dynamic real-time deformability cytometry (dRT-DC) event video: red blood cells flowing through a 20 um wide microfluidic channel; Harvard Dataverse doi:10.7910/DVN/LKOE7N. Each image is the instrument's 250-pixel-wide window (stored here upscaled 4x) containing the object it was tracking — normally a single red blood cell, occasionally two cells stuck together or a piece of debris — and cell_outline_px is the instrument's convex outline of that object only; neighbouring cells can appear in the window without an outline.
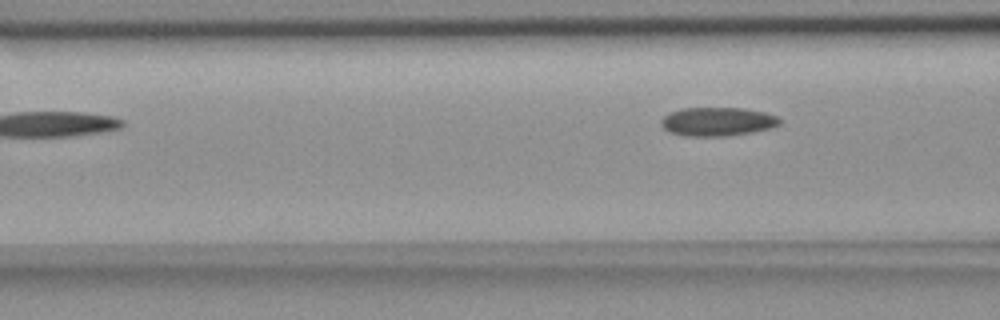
{"species": "common noctule bat (a hibernating species)", "species_latin": "Nyctalus noctula", "temperature_condition": "room temperature", "stored_images_in_passage": 5, "camera_frame_rate_fps": 3000, "um_per_image_px": 0.085, "animal": {"sex": "female", "body_mass_g": 18.4}, "frame": {"image": 1, "passage_image": 5, "time_ms": 4.667, "image_size_px": [1000, 320], "cell_outline_px": [[780, 124], [768, 128], [752, 132], [724, 136], [688, 136], [668, 132], [660, 124], [660, 120], [668, 112], [680, 108], [744, 108], [764, 112], [776, 116], [780, 120]], "centroid_in_image_um": [60.92, 10.33], "position_along_channel_um": 105.7, "area_um2": 19.83}}